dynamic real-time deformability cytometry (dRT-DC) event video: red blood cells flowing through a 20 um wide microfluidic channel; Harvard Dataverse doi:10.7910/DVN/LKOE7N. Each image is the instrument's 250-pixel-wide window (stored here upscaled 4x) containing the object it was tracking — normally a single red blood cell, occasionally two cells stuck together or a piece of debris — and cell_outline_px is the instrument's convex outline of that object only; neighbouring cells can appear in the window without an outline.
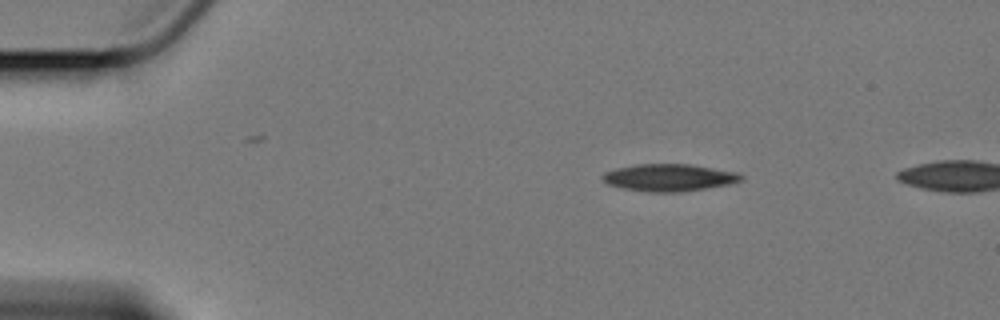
{"species": "Egyptian fruit bat (a non-hibernating species)", "species_latin": "Rousettus aegyptiacus", "temperature_condition": "cold", "stored_images_in_passage": 48, "camera_frame_rate_fps": 3000, "um_per_image_px": 0.085, "animal": {"sex": "female"}, "frame": {"image": 1, "passage_image": 1, "time_ms": 0.0, "image_size_px": [1000, 320], "cell_outline_px": [[744, 176], [740, 180], [728, 184], [708, 188], [676, 192], [656, 192], [624, 188], [608, 184], [604, 180], [604, 172], [616, 168], [640, 164], [688, 164], [736, 172]], "centroid_in_image_um": [56.88, 15.09], "position_along_channel_um": 28.1, "area_um2": 21.44}}
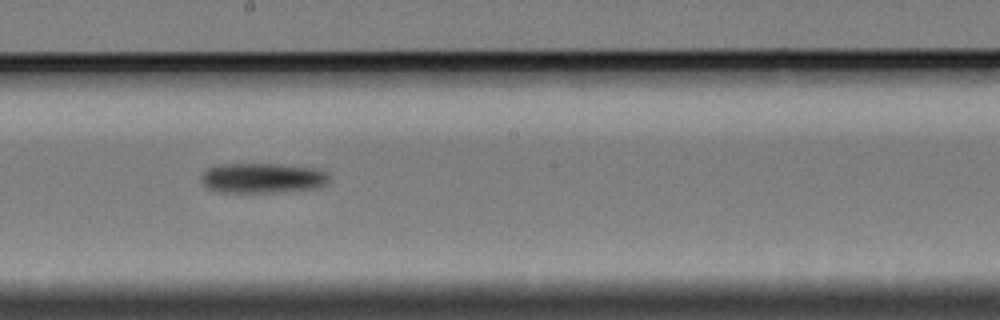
{"frame": {"image": 2, "passage_image": 24, "time_ms": 7.667, "image_size_px": [1000, 320], "cell_outline_px": [[328, 180], [324, 184], [316, 188], [268, 192], [224, 192], [208, 188], [200, 180], [200, 176], [208, 168], [220, 164], [280, 164], [320, 168], [328, 176]], "centroid_in_image_um": [22.29, 15.11], "position_along_channel_um": 225.9, "area_um2": 22.2}}
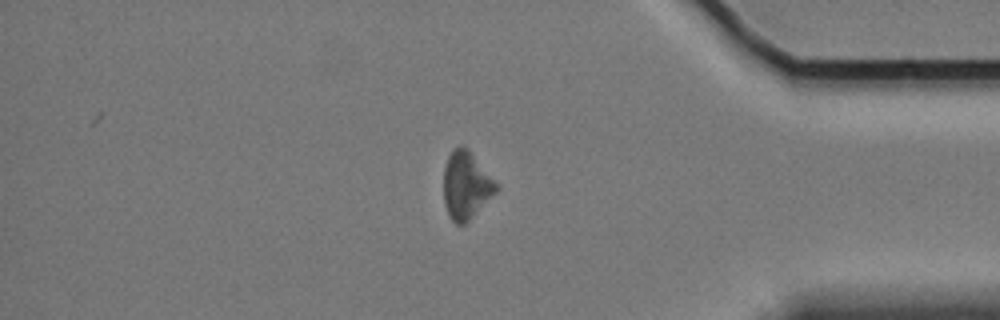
{"frame": {"image": 3, "passage_image": 41, "time_ms": 13.333, "image_size_px": [1000, 320], "cell_outline_px": [[500, 188], [464, 224], [456, 224], [452, 220], [444, 204], [444, 168], [448, 156], [452, 148], [460, 144], [468, 148]], "centroid_in_image_um": [39.59, 15.71], "position_along_channel_um": 395.6, "area_um2": 20.4}}